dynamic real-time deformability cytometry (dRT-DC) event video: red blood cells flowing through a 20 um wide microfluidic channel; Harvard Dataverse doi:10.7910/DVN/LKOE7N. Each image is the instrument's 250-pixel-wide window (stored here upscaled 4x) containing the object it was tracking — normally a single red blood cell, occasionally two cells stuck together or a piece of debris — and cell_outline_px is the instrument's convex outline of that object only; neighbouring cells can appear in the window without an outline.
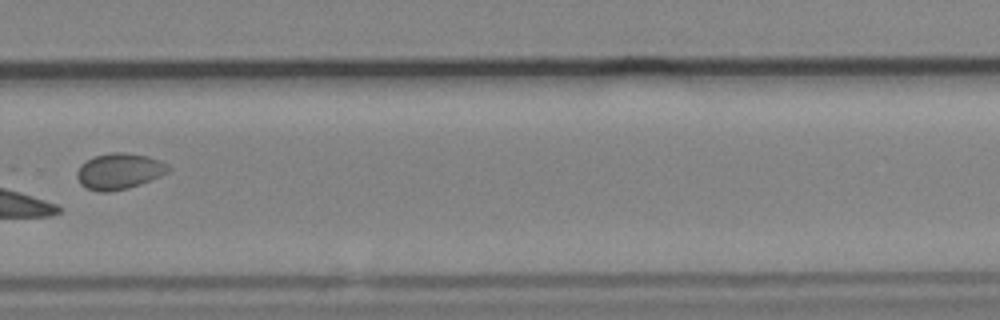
{"species": "common noctule bat (a hibernating species)", "species_latin": "Nyctalus noctula", "temperature_condition": "cold", "stored_images_in_passage": 8, "camera_frame_rate_fps": 3000, "um_per_image_px": 0.085, "animal": {"sex": "male", "body_mass_g": 19.2, "forearm_length_mm": 51.8}, "frame": {"image": 1, "passage_image": 8, "time_ms": 2.333, "image_size_px": [1000, 320], "cell_outline_px": [[172, 168], [168, 172], [160, 176], [140, 184], [128, 188], [112, 192], [100, 192], [88, 188], [80, 184], [76, 176], [76, 172], [80, 164], [92, 156], [112, 152], [124, 152], [148, 156], [160, 160], [168, 164]], "centroid_in_image_um": [10.12, 14.55], "position_along_channel_um": 319.7, "area_um2": 19.42}}